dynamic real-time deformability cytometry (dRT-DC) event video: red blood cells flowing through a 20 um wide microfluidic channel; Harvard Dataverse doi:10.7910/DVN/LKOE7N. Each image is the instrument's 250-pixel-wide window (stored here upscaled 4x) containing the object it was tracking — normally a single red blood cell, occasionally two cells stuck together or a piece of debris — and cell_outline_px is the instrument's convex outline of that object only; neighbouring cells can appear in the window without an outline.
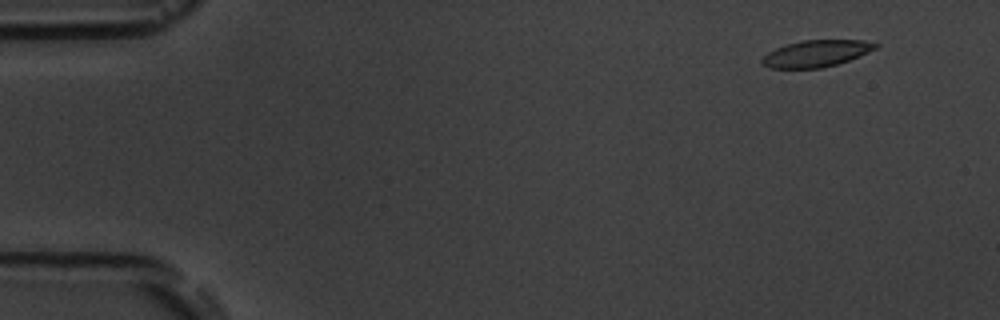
{"species": "common noctule bat (a hibernating species)", "species_latin": "Nyctalus noctula", "temperature_condition": "room temperature", "stored_images_in_passage": 5, "segment_of_instrument_passage": [2, 2], "camera_frame_rate_fps": 3000, "um_per_image_px": 0.085, "animal": {"sex": "male", "body_mass_g": 19.5, "forearm_length_mm": 54.6}, "frame": {"image": 1, "passage_image": 5, "time_ms": 4.667, "image_size_px": [1000, 320], "cell_outline_px": [[880, 44], [876, 48], [868, 52], [848, 60], [836, 64], [820, 68], [768, 68], [760, 60], [768, 52], [776, 48], [788, 44], [804, 40], [864, 40]], "centroid_in_image_um": [69.38, 4.54], "position_along_channel_um": 15.6, "area_um2": 17.4}}